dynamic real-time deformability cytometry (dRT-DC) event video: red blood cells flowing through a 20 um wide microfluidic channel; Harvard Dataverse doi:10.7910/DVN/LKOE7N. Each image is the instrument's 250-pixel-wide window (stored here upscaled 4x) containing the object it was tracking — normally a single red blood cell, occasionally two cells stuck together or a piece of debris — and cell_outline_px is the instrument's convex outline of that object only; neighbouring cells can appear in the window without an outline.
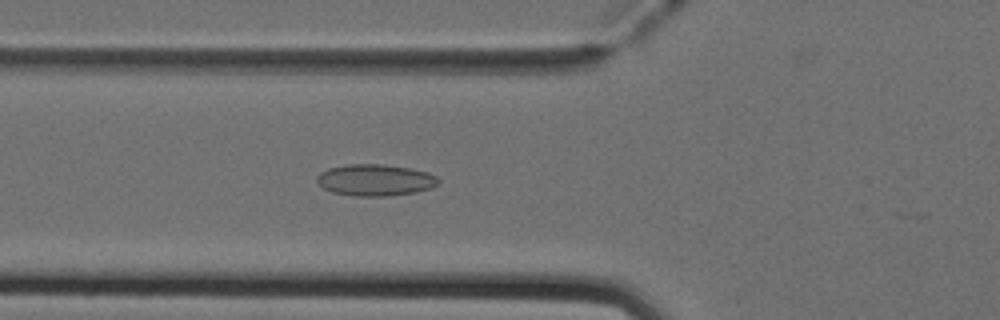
{"species": "Egyptian fruit bat (a non-hibernating species)", "species_latin": "Rousettus aegyptiacus", "temperature_condition": "cold", "stored_images_in_passage": 51, "camera_frame_rate_fps": 3000, "um_per_image_px": 0.085, "animal": {"sex": "female"}, "frame": {"image": 1, "passage_image": 19, "time_ms": 6.0, "image_size_px": [1000, 320], "cell_outline_px": [[440, 180], [432, 188], [416, 192], [388, 196], [356, 196], [332, 192], [324, 188], [316, 180], [316, 176], [320, 172], [328, 168], [348, 164], [384, 164], [412, 168], [428, 172], [436, 176]], "centroid_in_image_um": [31.9, 15.3], "position_along_channel_um": 93.9, "area_um2": 22.48}}
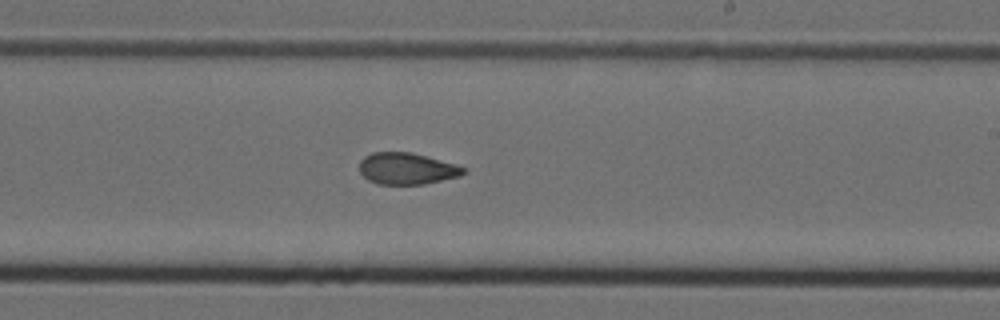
{"frame": {"image": 2, "passage_image": 31, "time_ms": 10.0, "image_size_px": [1000, 320], "cell_outline_px": [[468, 172], [460, 176], [424, 184], [376, 184], [368, 180], [360, 172], [360, 160], [364, 156], [372, 152], [412, 152], [456, 164], [464, 168]], "centroid_in_image_um": [34.58, 14.33], "position_along_channel_um": 254.4, "area_um2": 19.25}}
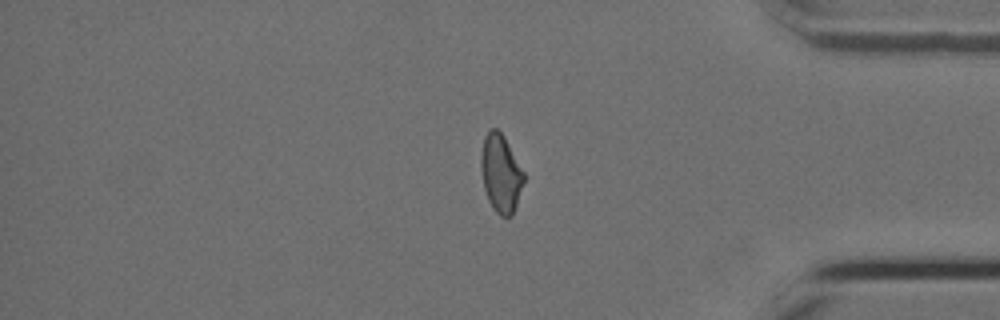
{"frame": {"image": 3, "passage_image": 43, "time_ms": 14.0, "image_size_px": [1000, 320], "cell_outline_px": [[524, 180], [512, 216], [500, 216], [492, 208], [488, 200], [484, 188], [480, 168], [480, 156], [484, 136], [488, 128], [496, 128], [504, 136], [524, 172]], "centroid_in_image_um": [42.54, 14.71], "position_along_channel_um": 392.7, "area_um2": 19.48}, "authors_computed_cell_mechanics": {"area_um2": 20.1722, "velocity_mm_per_s": 3.9947, "shape_relaxation_time_tau1_ms": null, "shape_relaxation_time_tau2_ms": 2.302, "deformation_change_tau1": null, "deformation_change_tau2": 0.0776}}